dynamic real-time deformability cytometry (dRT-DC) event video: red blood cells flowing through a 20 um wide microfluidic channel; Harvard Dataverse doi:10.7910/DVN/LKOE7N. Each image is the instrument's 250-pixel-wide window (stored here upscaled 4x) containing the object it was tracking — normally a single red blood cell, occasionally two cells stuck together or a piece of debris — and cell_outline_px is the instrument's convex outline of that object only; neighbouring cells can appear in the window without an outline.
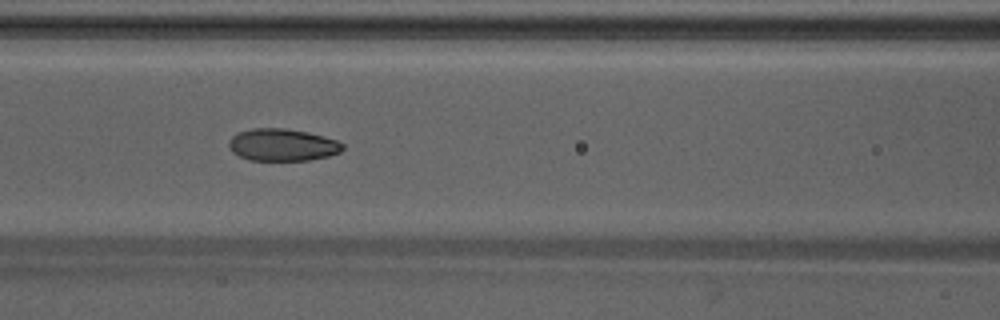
{"species": "Egyptian fruit bat (a non-hibernating species)", "species_latin": "Rousettus aegyptiacus", "temperature_condition": "warm", "stored_images_in_passage": 48, "camera_frame_rate_fps": 3000, "um_per_image_px": 0.085, "animal": {"sex": "male"}, "frame": {"image": 1, "passage_image": 21, "time_ms": 6.667, "image_size_px": [1000, 320], "cell_outline_px": [[344, 148], [340, 152], [328, 156], [308, 160], [248, 160], [232, 152], [228, 148], [228, 140], [236, 132], [252, 128], [284, 128], [308, 132], [336, 140], [344, 144]], "centroid_in_image_um": [23.96, 12.31], "position_along_channel_um": 142.6, "area_um2": 21.5}}
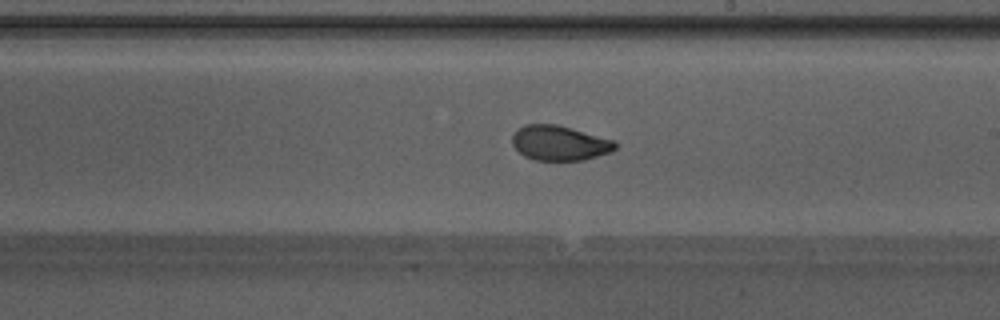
{"frame": {"image": 2, "passage_image": 28, "time_ms": 9.0, "image_size_px": [1000, 320], "cell_outline_px": [[616, 148], [612, 152], [584, 160], [536, 160], [524, 156], [512, 144], [512, 136], [524, 124], [556, 124], [612, 140], [616, 144]], "centroid_in_image_um": [47.55, 12.17], "position_along_channel_um": 241.4, "area_um2": 20.63}}
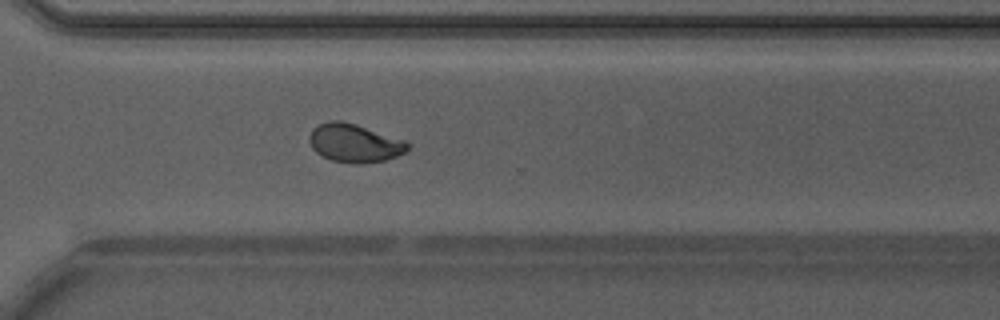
{"frame": {"image": 3, "passage_image": 35, "time_ms": 11.333, "image_size_px": [1000, 320], "cell_outline_px": [[412, 144], [404, 152], [396, 156], [384, 160], [356, 164], [332, 160], [316, 152], [312, 148], [308, 140], [308, 136], [312, 128], [316, 124], [328, 120], [340, 120], [356, 124], [404, 140]], "centroid_in_image_um": [30.09, 12.13], "position_along_channel_um": 340.5, "area_um2": 22.02}, "authors_computed_cell_mechanics": {"area_um2": 22.0218, "velocity_mm_per_s": 4.244, "shape_relaxation_time_tau1_ms": 8.0037, "shape_relaxation_time_tau2_ms": 0.8714, "deformation_change_tau1": 0.1924, "deformation_change_tau2": 0.0488}}